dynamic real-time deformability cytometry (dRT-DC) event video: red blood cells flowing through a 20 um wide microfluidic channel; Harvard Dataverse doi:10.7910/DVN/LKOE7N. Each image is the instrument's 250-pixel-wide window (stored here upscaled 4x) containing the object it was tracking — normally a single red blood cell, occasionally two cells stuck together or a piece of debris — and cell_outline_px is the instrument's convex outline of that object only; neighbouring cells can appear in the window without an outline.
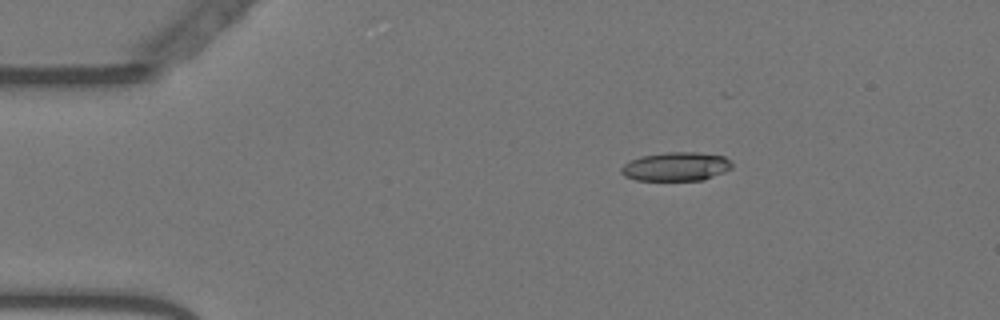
{"species": "Egyptian fruit bat (a non-hibernating species)", "species_latin": "Rousettus aegyptiacus", "temperature_condition": "warm", "stored_images_in_passage": 31, "camera_frame_rate_fps": 3000, "um_per_image_px": 0.085, "animal": {"sex": "female"}, "frame": {"image": 1, "passage_image": 4, "time_ms": 1.0, "image_size_px": [1000, 320], "cell_outline_px": [[732, 168], [724, 172], [704, 180], [636, 180], [624, 176], [620, 172], [620, 168], [624, 164], [640, 156], [668, 152], [696, 152], [724, 156], [732, 164]], "centroid_in_image_um": [57.45, 14.16], "position_along_channel_um": 27.5, "area_um2": 18.55}}
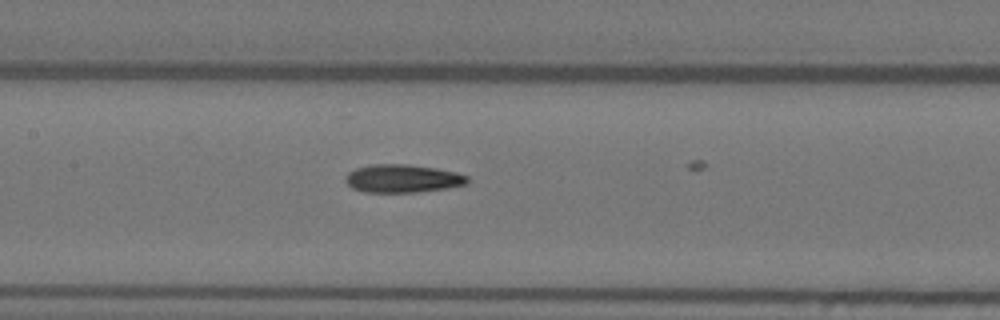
{"frame": {"image": 2, "passage_image": 21, "time_ms": 6.667, "image_size_px": [1000, 320], "cell_outline_px": [[468, 184], [448, 188], [416, 192], [364, 192], [352, 188], [344, 180], [344, 176], [348, 172], [356, 168], [372, 164], [408, 164], [436, 168], [456, 172], [468, 176]], "centroid_in_image_um": [34.21, 15.17], "position_along_channel_um": 173.2, "area_um2": 20.11}}
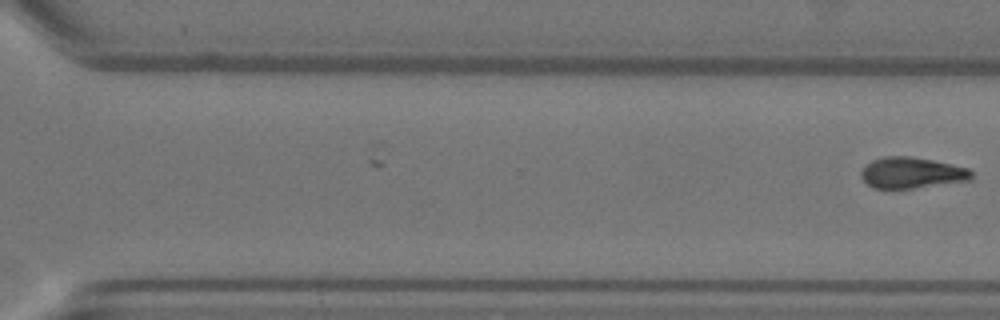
{"frame": {"image": 3, "passage_image": 31, "time_ms": 10.0, "image_size_px": [1000, 320], "cell_outline_px": [[972, 180], [912, 188], [872, 188], [860, 176], [860, 172], [864, 164], [872, 160], [884, 156], [908, 156], [932, 160], [952, 164], [968, 168], [972, 172]], "centroid_in_image_um": [77.47, 14.68], "position_along_channel_um": 293.1, "area_um2": 20.0}}